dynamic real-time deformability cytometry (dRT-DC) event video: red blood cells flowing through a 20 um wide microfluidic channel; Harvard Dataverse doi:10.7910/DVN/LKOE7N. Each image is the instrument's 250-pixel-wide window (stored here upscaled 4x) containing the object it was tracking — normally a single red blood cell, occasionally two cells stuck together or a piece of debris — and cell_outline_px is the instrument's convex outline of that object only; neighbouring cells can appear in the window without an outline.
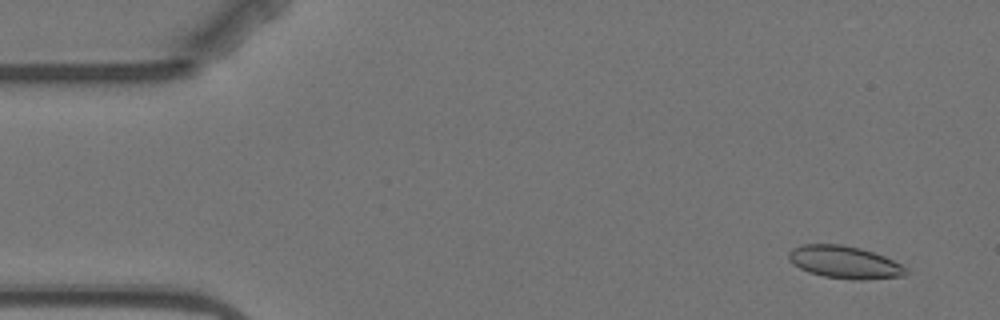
{"species": "Egyptian fruit bat (a non-hibernating species)", "species_latin": "Rousettus aegyptiacus", "temperature_condition": "warm", "stored_images_in_passage": 16, "camera_frame_rate_fps": 3000, "um_per_image_px": 0.085, "animal": {"sex": "female"}, "frame": {"image": 1, "passage_image": 2, "time_ms": 1.0, "image_size_px": [1000, 320], "cell_outline_px": [[908, 272], [904, 276], [860, 280], [824, 276], [808, 272], [792, 264], [788, 260], [788, 252], [792, 248], [804, 244], [840, 244], [860, 248], [884, 256], [900, 264]], "centroid_in_image_um": [71.74, 22.28], "position_along_channel_um": 13.3, "area_um2": 22.02}}
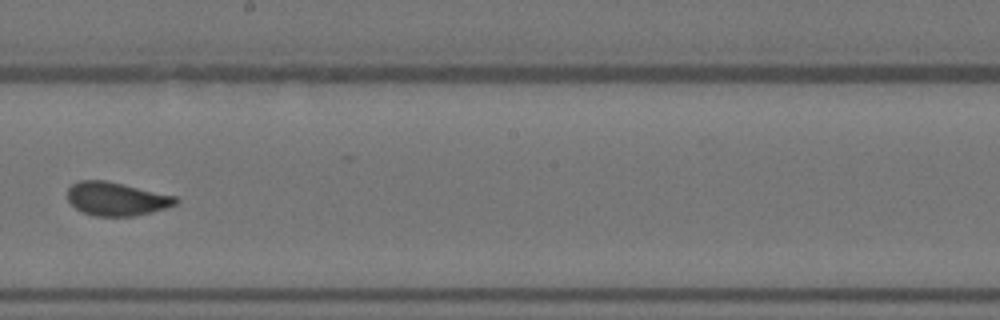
{"frame": {"image": 2, "passage_image": 9, "time_ms": 10.333, "image_size_px": [1000, 320], "cell_outline_px": [[180, 200], [176, 204], [168, 208], [152, 212], [132, 216], [96, 216], [84, 212], [76, 208], [68, 200], [68, 188], [72, 184], [80, 180], [104, 180], [176, 196]], "centroid_in_image_um": [9.92, 16.91], "position_along_channel_um": 238.3, "area_um2": 20.98}}
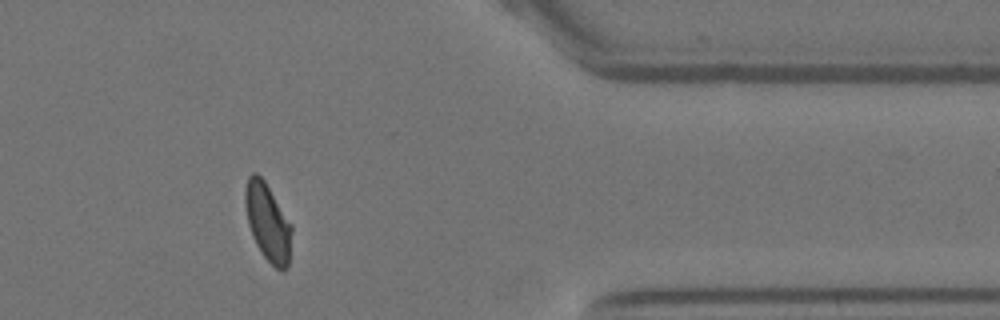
{"frame": {"image": 3, "passage_image": 13, "time_ms": 15.333, "image_size_px": [1000, 320], "cell_outline_px": [[292, 232], [288, 268], [284, 272], [276, 268], [264, 256], [256, 244], [252, 236], [248, 224], [244, 204], [244, 188], [248, 176], [252, 172], [256, 172], [264, 180], [292, 224]], "centroid_in_image_um": [22.75, 18.88], "position_along_channel_um": 388.6, "area_um2": 21.27}, "authors_computed_cell_mechanics": {"area_um2": 21.1837, "velocity_mm_per_s": 3.5131, "shape_relaxation_time_tau1_ms": 9.9635, "shape_relaxation_time_tau2_ms": null, "deformation_change_tau1": 0.16, "deformation_change_tau2": null}}